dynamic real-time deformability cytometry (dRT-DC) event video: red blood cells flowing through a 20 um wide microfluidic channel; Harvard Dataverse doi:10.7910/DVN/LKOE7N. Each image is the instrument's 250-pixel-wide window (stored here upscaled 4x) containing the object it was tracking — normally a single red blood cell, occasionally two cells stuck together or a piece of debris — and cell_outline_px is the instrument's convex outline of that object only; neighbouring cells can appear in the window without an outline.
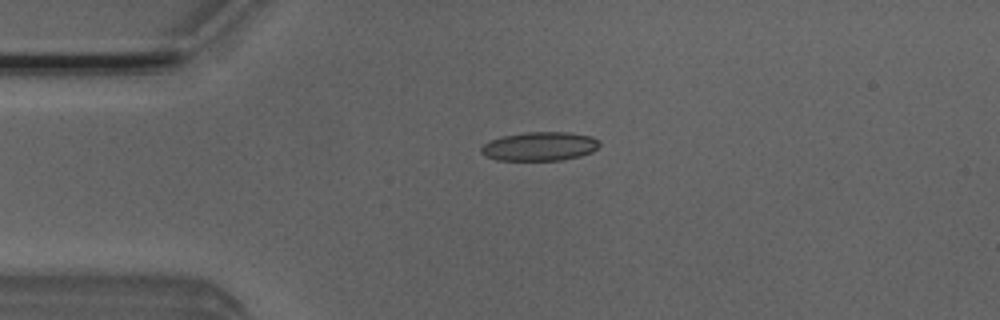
{"species": "Egyptian fruit bat (a non-hibernating species)", "species_latin": "Rousettus aegyptiacus", "temperature_condition": "room temperature", "stored_images_in_passage": 41, "camera_frame_rate_fps": 3000, "um_per_image_px": 0.085, "animal": {"sex": "male"}, "frame": {"image": 1, "passage_image": 2, "time_ms": 0.333, "image_size_px": [1000, 320], "cell_outline_px": [[600, 144], [592, 152], [580, 156], [560, 160], [496, 160], [480, 152], [480, 148], [484, 144], [500, 136], [528, 132], [568, 132], [592, 136], [600, 140]], "centroid_in_image_um": [45.9, 12.43], "position_along_channel_um": 39.1, "area_um2": 19.88}}
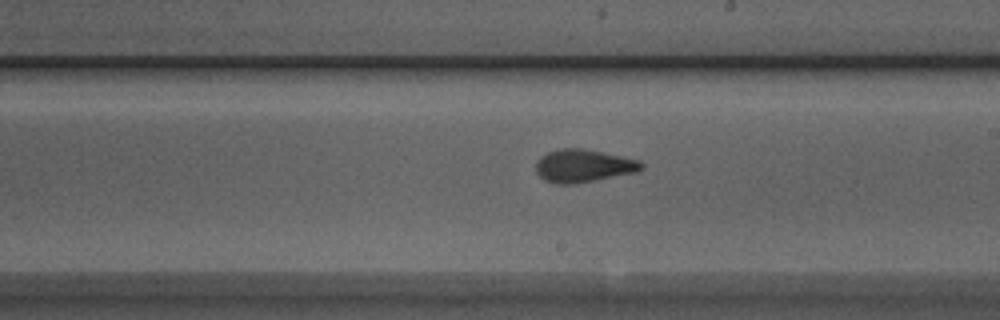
{"frame": {"image": 2, "passage_image": 19, "time_ms": 6.0, "image_size_px": [1000, 320], "cell_outline_px": [[644, 168], [636, 172], [576, 184], [556, 184], [544, 180], [536, 172], [536, 160], [540, 156], [548, 152], [560, 148], [580, 148], [640, 160], [644, 164]], "centroid_in_image_um": [49.57, 14.1], "position_along_channel_um": 239.4, "area_um2": 20.23}}
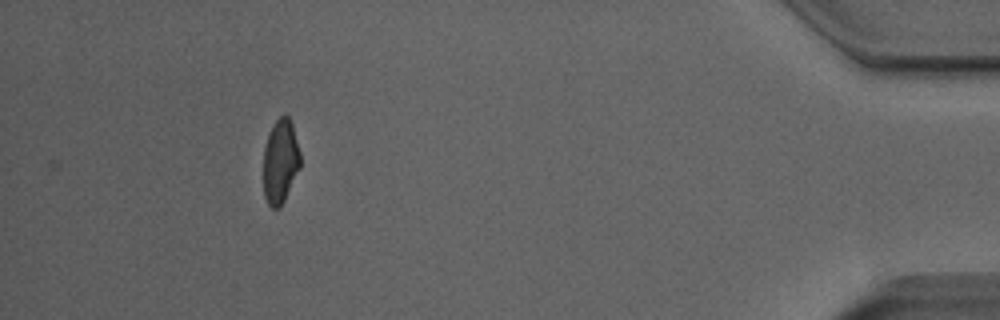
{"frame": {"image": 3, "passage_image": 37, "time_ms": 12.0, "image_size_px": [1000, 320], "cell_outline_px": [[300, 168], [280, 208], [272, 208], [268, 204], [264, 196], [264, 148], [272, 124], [284, 112], [288, 116], [292, 124], [300, 152]], "centroid_in_image_um": [23.83, 13.7], "position_along_channel_um": 411.4, "area_um2": 18.09}, "authors_computed_cell_mechanics": {"area_um2": 19.4208, "velocity_mm_per_s": 3.9817, "shape_relaxation_time_tau1_ms": 4.1318, "shape_relaxation_time_tau2_ms": 1.1747, "deformation_change_tau1": 0.1645, "deformation_change_tau2": 0.0818}}